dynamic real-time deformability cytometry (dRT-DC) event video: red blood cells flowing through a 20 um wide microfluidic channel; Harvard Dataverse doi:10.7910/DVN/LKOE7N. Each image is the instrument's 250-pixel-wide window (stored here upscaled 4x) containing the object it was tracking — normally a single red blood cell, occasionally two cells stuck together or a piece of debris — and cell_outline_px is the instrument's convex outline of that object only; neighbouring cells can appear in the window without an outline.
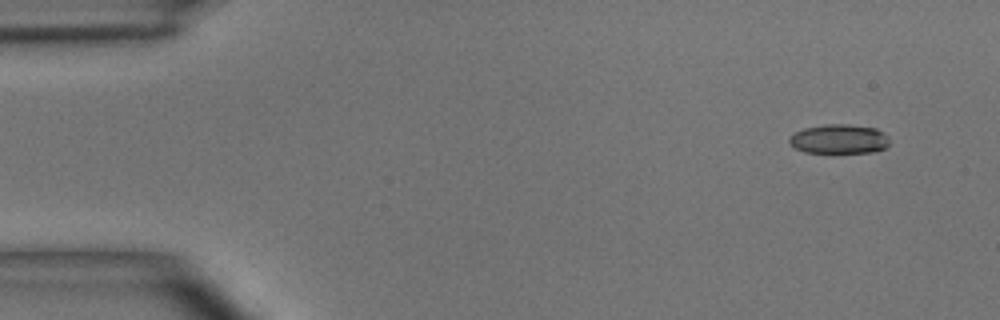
{"species": "common noctule bat (a hibernating species)", "species_latin": "Nyctalus noctula", "temperature_condition": "room temperature", "stored_images_in_passage": 4, "camera_frame_rate_fps": 3000, "um_per_image_px": 0.085, "animal": {"sex": "male", "body_mass_g": 15.6}, "frame": {"image": 1, "passage_image": 1, "time_ms": 0.0, "image_size_px": [1000, 320], "cell_outline_px": [[888, 144], [884, 148], [872, 152], [804, 152], [788, 144], [788, 140], [796, 132], [804, 128], [828, 124], [848, 124], [876, 128], [888, 136]], "centroid_in_image_um": [71.31, 11.81], "position_along_channel_um": 13.7, "area_um2": 16.94}}
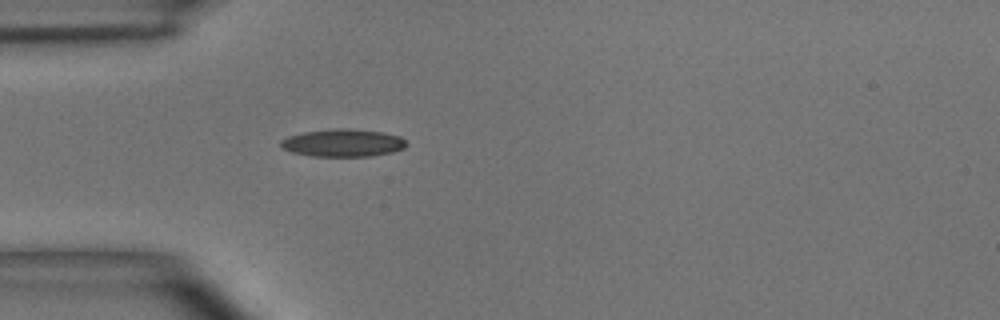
{"frame": {"image": 2, "passage_image": 4, "time_ms": 3.667, "image_size_px": [1000, 320], "cell_outline_px": [[408, 144], [404, 148], [392, 152], [368, 156], [312, 156], [292, 152], [284, 148], [280, 144], [280, 140], [288, 136], [304, 132], [340, 128], [348, 128], [384, 132], [400, 136]], "centroid_in_image_um": [29.17, 12.14], "position_along_channel_um": 55.8, "area_um2": 20.11}}